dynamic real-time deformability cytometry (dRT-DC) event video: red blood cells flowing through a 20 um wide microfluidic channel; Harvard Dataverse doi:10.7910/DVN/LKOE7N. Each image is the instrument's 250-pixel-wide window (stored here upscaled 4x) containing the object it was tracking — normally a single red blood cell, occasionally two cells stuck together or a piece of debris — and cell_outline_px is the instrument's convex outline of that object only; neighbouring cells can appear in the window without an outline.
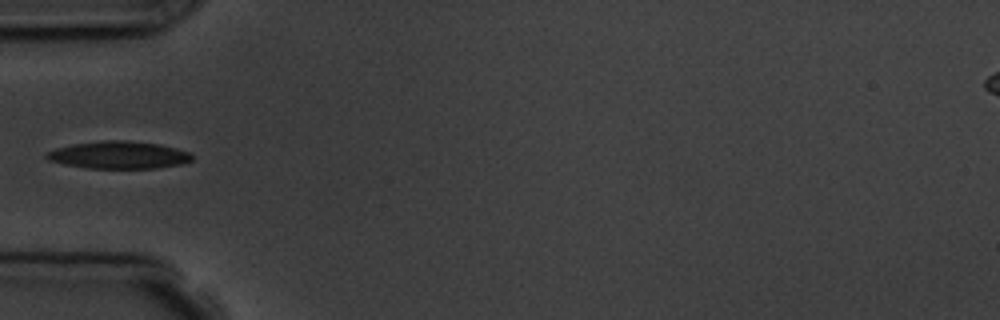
{"species": "common noctule bat (a hibernating species)", "species_latin": "Nyctalus noctula", "temperature_condition": "room temperature", "stored_images_in_passage": 15, "camera_frame_rate_fps": 3000, "um_per_image_px": 0.085, "animal": {"sex": "male", "body_mass_g": 19.5, "forearm_length_mm": 54.6}, "frame": {"image": 1, "passage_image": 5, "time_ms": 5.667, "image_size_px": [1000, 320], "cell_outline_px": [[192, 160], [184, 164], [156, 168], [88, 168], [64, 164], [48, 160], [44, 156], [48, 152], [56, 148], [72, 144], [104, 140], [124, 140], [160, 144], [192, 152]], "centroid_in_image_um": [10.13, 13.17], "position_along_channel_um": 74.9, "area_um2": 23.35}, "authors_computed_cell_mechanics": {"area_um2": 22.6576, "velocity_mm_per_s": 3.6957, "shape_relaxation_time_tau1_ms": 3.6044, "shape_relaxation_time_tau2_ms": null, "deformation_change_tau1": 0.1385, "deformation_change_tau2": null}}